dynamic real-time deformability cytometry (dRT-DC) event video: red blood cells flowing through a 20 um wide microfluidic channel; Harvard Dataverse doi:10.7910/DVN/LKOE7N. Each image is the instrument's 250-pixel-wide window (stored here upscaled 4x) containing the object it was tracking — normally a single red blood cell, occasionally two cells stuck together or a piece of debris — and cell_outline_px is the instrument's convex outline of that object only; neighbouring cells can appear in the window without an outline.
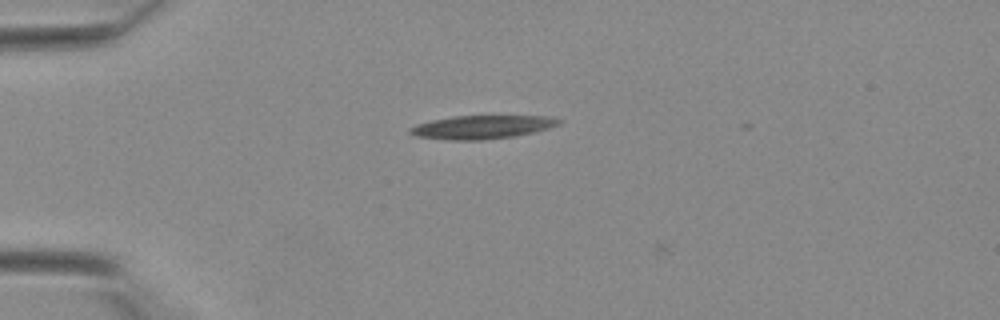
{"species": "Egyptian fruit bat (a non-hibernating species)", "species_latin": "Rousettus aegyptiacus", "temperature_condition": "warm", "stored_images_in_passage": 3, "camera_frame_rate_fps": 3000, "um_per_image_px": 0.085, "animal": {"sex": "female"}, "frame": {"image": 1, "passage_image": 2, "time_ms": 0.333, "image_size_px": [1000, 320], "cell_outline_px": [[564, 120], [560, 124], [548, 128], [532, 132], [512, 136], [484, 140], [448, 140], [412, 136], [408, 132], [408, 128], [416, 124], [432, 120], [452, 116], [548, 116]], "centroid_in_image_um": [40.91, 10.8], "position_along_channel_um": 44.1, "area_um2": 20.4}}